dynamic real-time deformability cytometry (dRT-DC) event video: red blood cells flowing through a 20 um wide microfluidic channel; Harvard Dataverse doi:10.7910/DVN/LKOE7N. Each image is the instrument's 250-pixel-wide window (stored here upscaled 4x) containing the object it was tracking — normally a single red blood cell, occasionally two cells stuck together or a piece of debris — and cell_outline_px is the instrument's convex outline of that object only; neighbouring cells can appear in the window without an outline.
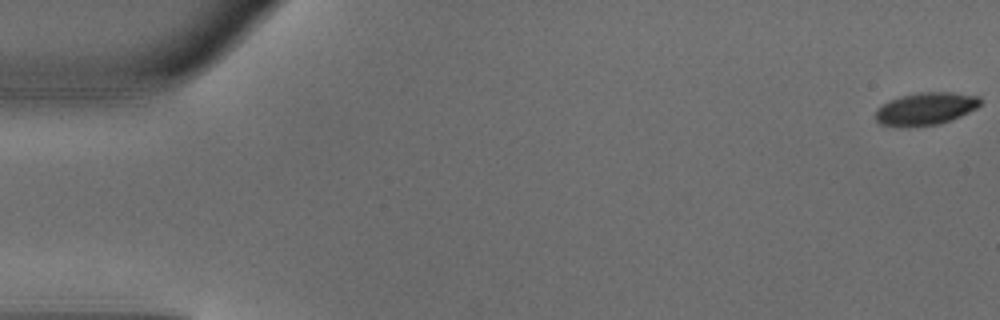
{"species": "common noctule bat (a hibernating species)", "species_latin": "Nyctalus noctula", "temperature_condition": "warm", "stored_images_in_passage": 49, "camera_frame_rate_fps": 3000, "um_per_image_px": 0.085, "animal": {"sex": "male", "body_mass_g": 18.8}, "frame": {"image": 1, "passage_image": 1, "time_ms": 0.0, "image_size_px": [1000, 320], "cell_outline_px": [[980, 104], [976, 108], [960, 116], [940, 124], [908, 128], [900, 128], [880, 124], [876, 120], [876, 108], [888, 100], [900, 96], [916, 92], [952, 92], [980, 96]], "centroid_in_image_um": [78.63, 9.25], "position_along_channel_um": 6.4, "area_um2": 20.29}}
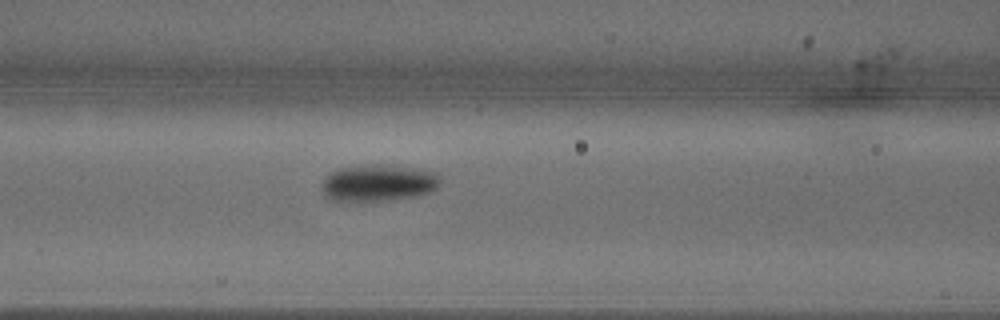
{"frame": {"image": 2, "passage_image": 21, "time_ms": 6.667, "image_size_px": [1000, 320], "cell_outline_px": [[440, 184], [432, 192], [420, 196], [396, 200], [332, 200], [324, 196], [324, 176], [340, 168], [372, 164], [388, 164], [420, 168], [436, 172], [440, 176]], "centroid_in_image_um": [32.26, 15.53], "position_along_channel_um": 134.3, "area_um2": 25.66}}
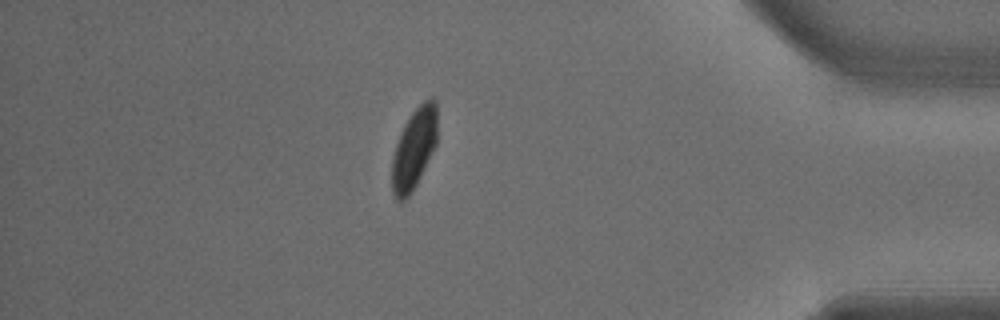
{"frame": {"image": 3, "passage_image": 43, "time_ms": 14.0, "image_size_px": [1000, 320], "cell_outline_px": [[436, 144], [412, 192], [404, 200], [396, 200], [392, 192], [392, 156], [400, 132], [404, 124], [412, 112], [424, 100], [432, 96], [436, 100]], "centroid_in_image_um": [35.18, 12.62], "position_along_channel_um": 400.0, "area_um2": 21.15}, "authors_computed_cell_mechanics": {"area_um2": 22.5998, "velocity_mm_per_s": 4.1375, "shape_relaxation_time_tau1_ms": 2.9265, "shape_relaxation_time_tau2_ms": null, "deformation_change_tau1": 0.1351, "deformation_change_tau2": null}}